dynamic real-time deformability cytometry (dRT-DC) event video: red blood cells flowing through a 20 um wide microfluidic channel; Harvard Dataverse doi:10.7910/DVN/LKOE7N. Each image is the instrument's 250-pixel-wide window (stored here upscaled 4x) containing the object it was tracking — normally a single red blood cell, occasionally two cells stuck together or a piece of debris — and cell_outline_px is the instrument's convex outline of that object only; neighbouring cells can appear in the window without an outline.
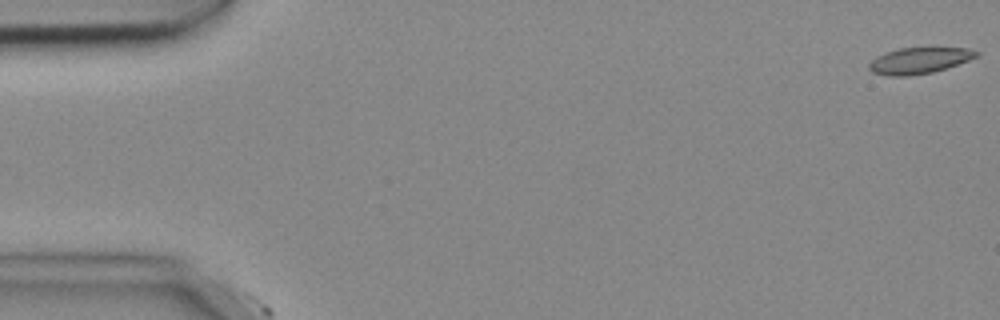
{"species": "common noctule bat (a hibernating species)", "species_latin": "Nyctalus noctula", "temperature_condition": "cold", "stored_images_in_passage": 2, "camera_frame_rate_fps": 3000, "um_per_image_px": 0.085, "animal": {"sex": "female", "body_mass_g": 18.4}, "frame": {"image": 1, "passage_image": 1, "time_ms": 0.0, "image_size_px": [1000, 320], "cell_outline_px": [[980, 56], [948, 68], [932, 72], [908, 76], [888, 76], [872, 72], [868, 68], [868, 64], [876, 56], [884, 52], [900, 48], [968, 48], [980, 52]], "centroid_in_image_um": [78.14, 5.15], "position_along_channel_um": 6.9, "area_um2": 16.53}}